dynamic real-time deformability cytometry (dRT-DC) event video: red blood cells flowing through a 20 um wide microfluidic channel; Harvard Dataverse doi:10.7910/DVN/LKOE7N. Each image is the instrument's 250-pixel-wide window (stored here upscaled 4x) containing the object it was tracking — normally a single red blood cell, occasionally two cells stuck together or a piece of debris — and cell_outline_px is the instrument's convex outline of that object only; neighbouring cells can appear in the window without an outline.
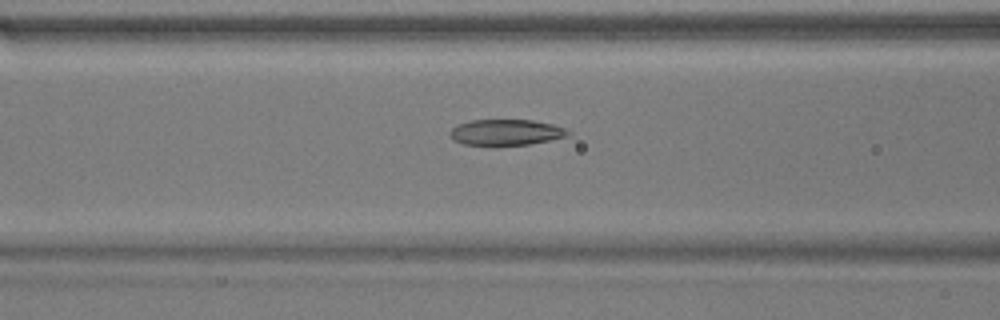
{"species": "common noctule bat (a hibernating species)", "species_latin": "Nyctalus noctula", "temperature_condition": "warm", "stored_images_in_passage": 47, "camera_frame_rate_fps": 3000, "um_per_image_px": 0.085, "animal": {"sex": "male", "body_mass_g": 17.9}, "frame": {"image": 1, "passage_image": 22, "time_ms": 7.0, "image_size_px": [1000, 320], "cell_outline_px": [[572, 132], [568, 136], [528, 144], [464, 144], [452, 140], [452, 128], [456, 124], [472, 120], [532, 120], [552, 124], [564, 128]], "centroid_in_image_um": [43.03, 11.23], "position_along_channel_um": 123.6, "area_um2": 17.4}}
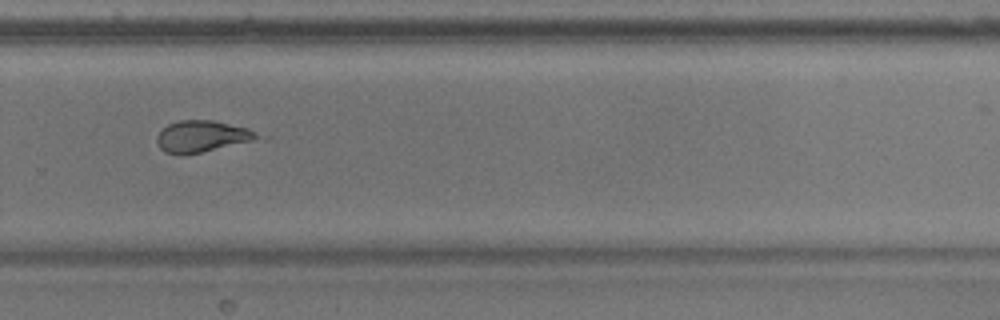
{"frame": {"image": 2, "passage_image": 37, "time_ms": 12.0, "image_size_px": [1000, 320], "cell_outline_px": [[272, 136], [268, 140], [184, 156], [180, 156], [164, 152], [156, 144], [156, 136], [168, 124], [180, 120], [212, 120], [248, 128]], "centroid_in_image_um": [17.39, 11.64], "position_along_channel_um": 312.4, "area_um2": 19.94}}
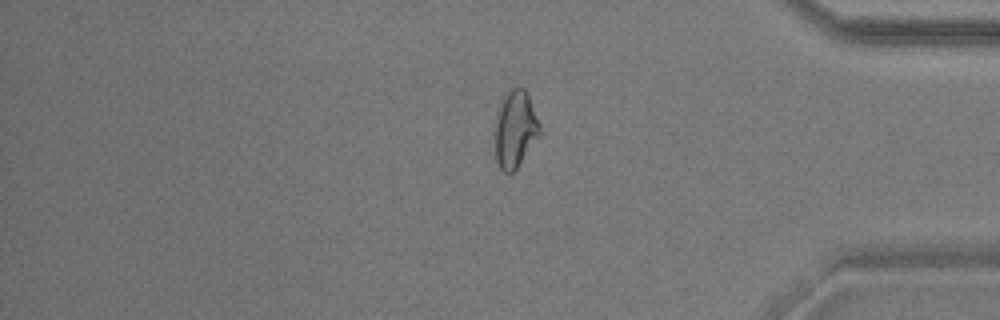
{"frame": {"image": 3, "passage_image": 45, "time_ms": 14.667, "image_size_px": [1000, 320], "cell_outline_px": [[540, 136], [516, 168], [512, 172], [504, 172], [500, 168], [496, 160], [496, 124], [504, 92], [508, 88], [524, 88], [528, 96], [540, 124]], "centroid_in_image_um": [43.81, 10.97], "position_along_channel_um": 391.4, "area_um2": 19.65}}